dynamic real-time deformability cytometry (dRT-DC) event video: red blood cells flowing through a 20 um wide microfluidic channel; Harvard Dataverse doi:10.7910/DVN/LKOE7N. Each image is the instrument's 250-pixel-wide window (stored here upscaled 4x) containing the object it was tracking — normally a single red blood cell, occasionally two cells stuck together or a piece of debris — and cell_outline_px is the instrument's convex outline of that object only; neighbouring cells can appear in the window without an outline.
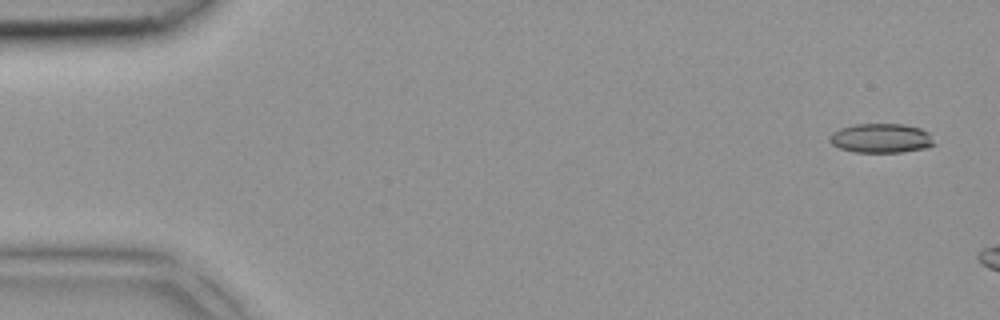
{"species": "common noctule bat (a hibernating species)", "species_latin": "Nyctalus noctula", "temperature_condition": "room temperature", "stored_images_in_passage": 2, "segment_of_instrument_passage": [2, 2], "camera_frame_rate_fps": 3000, "um_per_image_px": 0.085, "animal": {"sex": "female", "body_mass_g": 18.4}, "frame": {"image": 1, "passage_image": 2, "time_ms": 0.333, "image_size_px": [1000, 320], "cell_outline_px": [[936, 144], [924, 148], [900, 152], [856, 152], [840, 148], [832, 144], [828, 140], [828, 136], [832, 132], [840, 128], [856, 124], [904, 124], [920, 128], [928, 132]], "centroid_in_image_um": [74.87, 11.74], "position_along_channel_um": 10.1, "area_um2": 17.86}}